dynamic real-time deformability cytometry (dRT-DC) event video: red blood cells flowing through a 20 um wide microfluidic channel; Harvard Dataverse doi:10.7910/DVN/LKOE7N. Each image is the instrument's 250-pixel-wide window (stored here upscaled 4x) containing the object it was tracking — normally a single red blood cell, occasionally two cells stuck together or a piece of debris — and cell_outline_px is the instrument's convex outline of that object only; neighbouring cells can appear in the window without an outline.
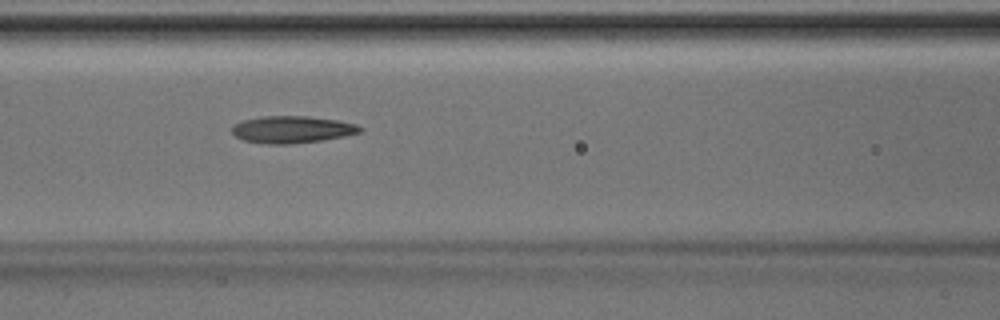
{"species": "Egyptian fruit bat (a non-hibernating species)", "species_latin": "Rousettus aegyptiacus", "temperature_condition": "room temperature", "stored_images_in_passage": 37, "camera_frame_rate_fps": 3000, "um_per_image_px": 0.085, "animal": {"sex": "male"}, "frame": {"image": 1, "passage_image": 11, "time_ms": 3.333, "image_size_px": [1000, 320], "cell_outline_px": [[364, 132], [344, 136], [320, 140], [288, 144], [268, 144], [244, 140], [236, 136], [232, 132], [232, 124], [244, 120], [260, 116], [308, 116], [336, 120], [356, 124], [364, 128]], "centroid_in_image_um": [24.84, 11.0], "position_along_channel_um": 141.8, "area_um2": 20.17}}